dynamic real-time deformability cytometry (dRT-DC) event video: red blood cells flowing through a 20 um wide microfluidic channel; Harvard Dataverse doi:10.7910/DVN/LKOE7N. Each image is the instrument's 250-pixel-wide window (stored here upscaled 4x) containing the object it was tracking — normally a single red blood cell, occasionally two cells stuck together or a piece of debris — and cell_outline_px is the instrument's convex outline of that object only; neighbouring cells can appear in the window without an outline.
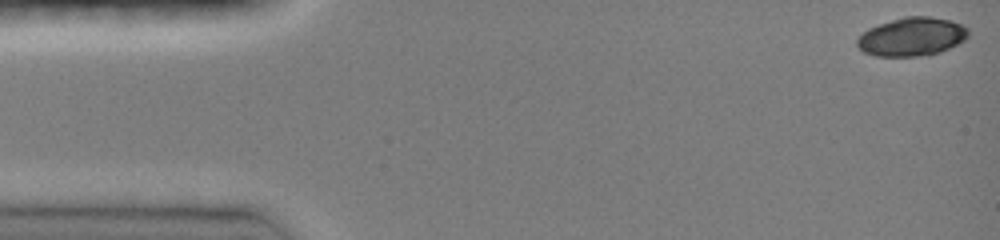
{"species": "common noctule bat (a hibernating species)", "species_latin": "Nyctalus noctula", "temperature_condition": "room temperature", "stored_images_in_passage": 46, "camera_frame_rate_fps": 3000, "um_per_image_px": 0.085, "animal": {"sex": "female", "body_mass_g": 19.0, "forearm_length_mm": 51.5}, "frame": {"image": 1, "passage_image": 1, "time_ms": 0.0, "image_size_px": [1000, 240], "cell_outline_px": [[968, 36], [964, 40], [940, 52], [916, 56], [876, 56], [864, 52], [856, 44], [856, 40], [868, 28], [904, 16], [928, 16], [948, 20], [960, 24], [968, 28]], "centroid_in_image_um": [77.49, 3.12], "position_along_channel_um": 7.5, "area_um2": 24.62}}
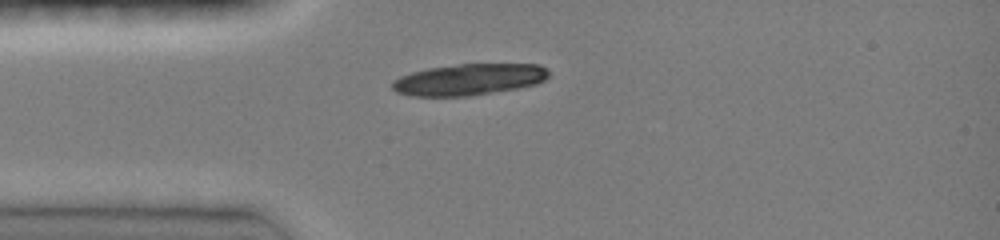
{"frame": {"image": 2, "passage_image": 12, "time_ms": 3.667, "image_size_px": [1000, 240], "cell_outline_px": [[548, 76], [544, 80], [536, 84], [516, 88], [468, 96], [412, 96], [396, 92], [392, 88], [392, 80], [400, 76], [412, 72], [428, 68], [460, 64], [540, 64], [548, 68]], "centroid_in_image_um": [39.85, 6.75], "position_along_channel_um": 45.2, "area_um2": 28.55}}
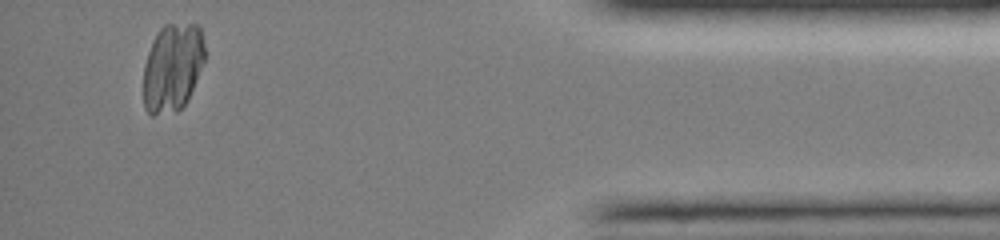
{"frame": {"image": 3, "passage_image": 44, "time_ms": 14.333, "image_size_px": [1000, 240], "cell_outline_px": [[204, 64], [184, 104], [176, 112], [152, 116], [144, 108], [144, 64], [148, 52], [160, 28], [164, 24], [200, 24], [204, 44]], "centroid_in_image_um": [14.66, 5.73], "position_along_channel_um": 420.5, "area_um2": 31.5}}